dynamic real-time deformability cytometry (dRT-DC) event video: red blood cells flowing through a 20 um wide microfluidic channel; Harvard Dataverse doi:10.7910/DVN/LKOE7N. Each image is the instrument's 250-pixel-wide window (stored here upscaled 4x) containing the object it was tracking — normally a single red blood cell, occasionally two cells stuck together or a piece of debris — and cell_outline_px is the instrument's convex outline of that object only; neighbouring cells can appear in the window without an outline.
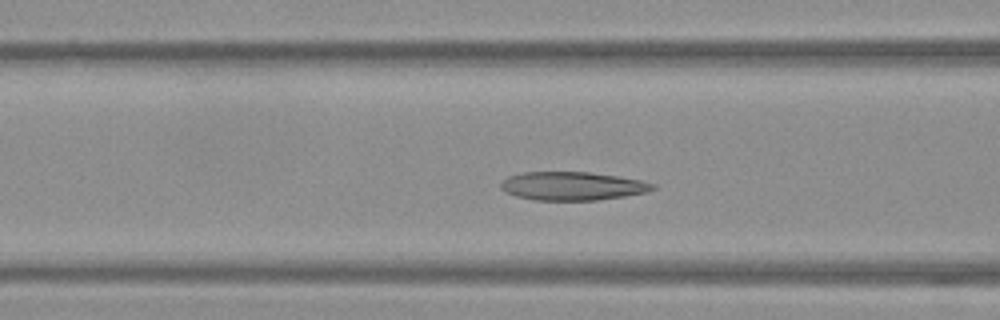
{"species": "Egyptian fruit bat (a non-hibernating species)", "species_latin": "Rousettus aegyptiacus", "temperature_condition": "warm", "stored_images_in_passage": 38, "camera_frame_rate_fps": 3000, "um_per_image_px": 0.085, "frame": {"image": 1, "passage_image": 5, "time_ms": 1.333, "image_size_px": [1000, 320], "cell_outline_px": [[656, 188], [648, 192], [624, 196], [596, 200], [536, 200], [516, 196], [504, 192], [500, 188], [500, 180], [508, 176], [520, 172], [588, 172], [616, 176], [640, 180], [656, 184]], "centroid_in_image_um": [48.61, 15.81], "position_along_channel_um": 118.0, "area_um2": 25.32}}
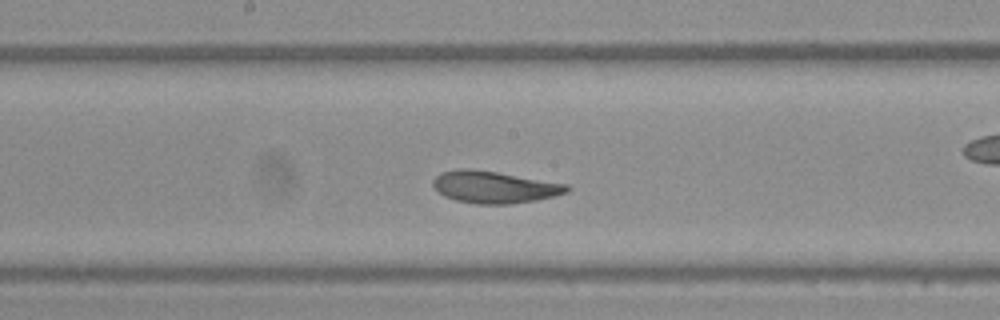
{"frame": {"image": 2, "passage_image": 12, "time_ms": 3.667, "image_size_px": [1000, 320], "cell_outline_px": [[572, 188], [568, 192], [536, 200], [508, 204], [476, 204], [456, 200], [444, 196], [432, 184], [432, 180], [440, 172], [460, 168], [468, 168], [496, 172], [568, 184]], "centroid_in_image_um": [42.01, 15.9], "position_along_channel_um": 206.2, "area_um2": 24.85}}
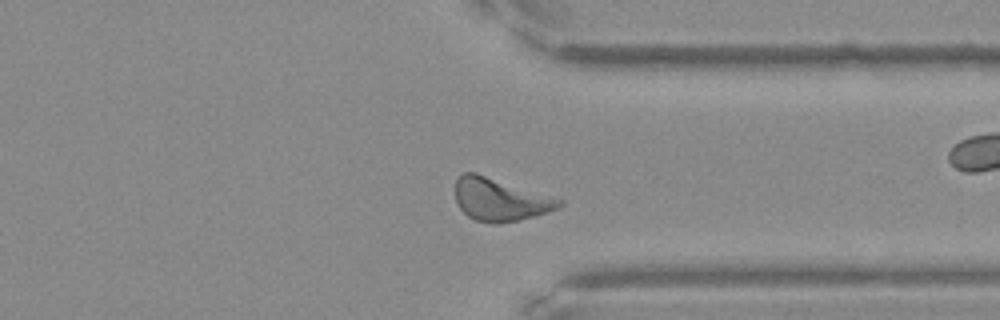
{"frame": {"image": 3, "passage_image": 25, "time_ms": 8.0, "image_size_px": [1000, 320], "cell_outline_px": [[564, 204], [560, 208], [520, 220], [500, 224], [496, 224], [476, 220], [468, 216], [460, 208], [456, 200], [456, 180], [464, 172], [476, 172], [560, 196], [564, 200]], "centroid_in_image_um": [42.62, 16.94], "position_along_channel_um": 368.8, "area_um2": 26.7}, "authors_computed_cell_mechanics": {"area_um2": 24.5939, "velocity_mm_per_s": 3.7801, "shape_relaxation_time_tau1_ms": 4.0795, "shape_relaxation_time_tau2_ms": 2.7388, "deformation_change_tau1": 0.1348, "deformation_change_tau2": 0.1007}}